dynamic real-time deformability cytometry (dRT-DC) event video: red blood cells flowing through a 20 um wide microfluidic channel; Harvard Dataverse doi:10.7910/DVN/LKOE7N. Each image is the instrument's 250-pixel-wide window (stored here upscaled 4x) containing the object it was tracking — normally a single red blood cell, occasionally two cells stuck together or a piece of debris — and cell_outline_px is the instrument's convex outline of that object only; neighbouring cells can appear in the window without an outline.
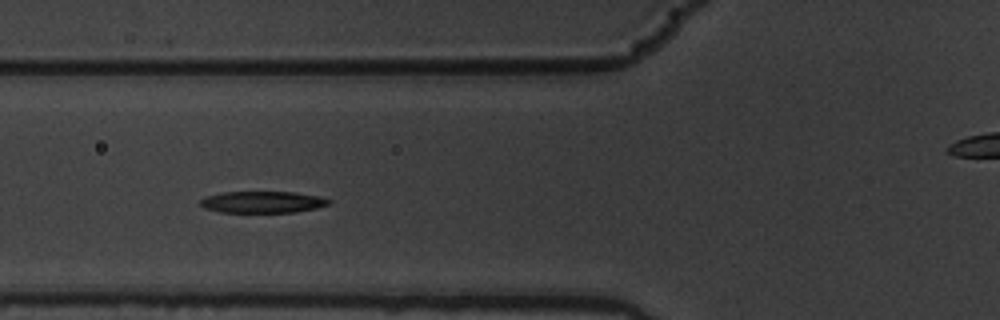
{"species": "common noctule bat (a hibernating species)", "species_latin": "Nyctalus noctula", "temperature_condition": "warm", "stored_images_in_passage": 6, "segment_of_instrument_passage": [1, 2], "camera_frame_rate_fps": 3000, "um_per_image_px": 0.085, "animal": {"sex": "male", "body_mass_g": 19.5, "forearm_length_mm": 54.6}, "frame": {"image": 1, "passage_image": 4, "time_ms": 1.0, "image_size_px": [1000, 320], "cell_outline_px": [[332, 200], [328, 204], [316, 208], [296, 212], [220, 212], [204, 208], [200, 204], [200, 200], [208, 196], [220, 192], [296, 192], [320, 196]], "centroid_in_image_um": [22.33, 17.17], "position_along_channel_um": 103.5, "area_um2": 16.18}}
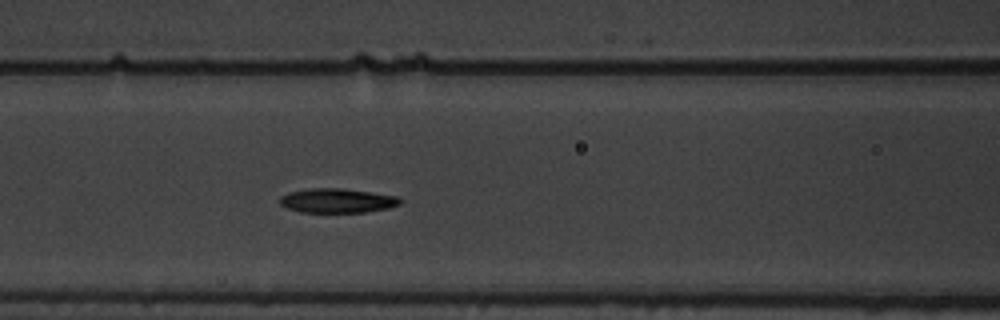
{"frame": {"image": 2, "passage_image": 5, "time_ms": 1.333, "image_size_px": [1000, 320], "cell_outline_px": [[404, 200], [400, 204], [388, 208], [364, 212], [300, 212], [288, 208], [280, 204], [280, 196], [288, 192], [308, 188], [344, 188], [400, 196]], "centroid_in_image_um": [28.7, 17.04], "position_along_channel_um": 137.9, "area_um2": 17.28}}